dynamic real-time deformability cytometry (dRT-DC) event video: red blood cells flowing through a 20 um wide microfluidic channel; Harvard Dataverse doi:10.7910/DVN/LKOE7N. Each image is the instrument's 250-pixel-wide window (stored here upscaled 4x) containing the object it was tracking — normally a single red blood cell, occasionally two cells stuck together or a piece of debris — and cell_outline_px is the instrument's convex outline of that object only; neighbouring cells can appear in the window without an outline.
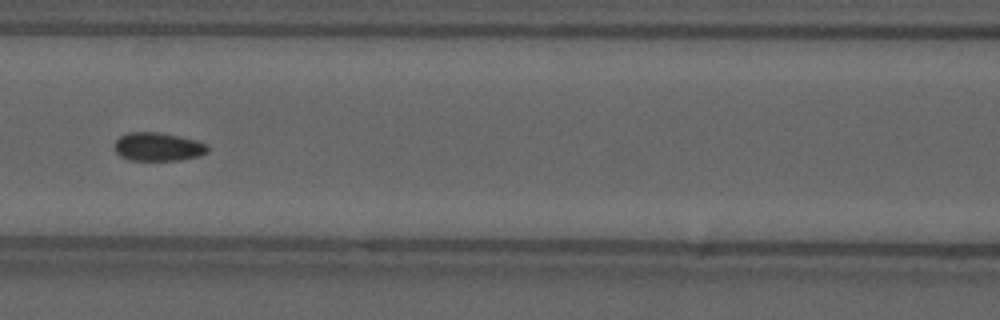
{"species": "common noctule bat (a hibernating species)", "species_latin": "Nyctalus noctula", "temperature_condition": "cold", "stored_images_in_passage": 55, "camera_frame_rate_fps": 3000, "um_per_image_px": 0.085, "animal": {"sex": "male", "forearm_length_mm": 52.5}, "frame": {"image": 1, "passage_image": 24, "time_ms": 7.667, "image_size_px": [1000, 320], "cell_outline_px": [[208, 152], [200, 156], [176, 160], [128, 160], [120, 156], [112, 148], [112, 144], [120, 136], [128, 132], [160, 132], [180, 136], [196, 140], [208, 144]], "centroid_in_image_um": [13.4, 12.47], "position_along_channel_um": 153.2, "area_um2": 15.72}, "authors_computed_cell_mechanics": {"area_um2": 15.317, "velocity_mm_per_s": 3.6817, "shape_relaxation_time_tau1_ms": null, "shape_relaxation_time_tau2_ms": 1.8979, "deformation_change_tau1": null, "deformation_change_tau2": 0.0617}}